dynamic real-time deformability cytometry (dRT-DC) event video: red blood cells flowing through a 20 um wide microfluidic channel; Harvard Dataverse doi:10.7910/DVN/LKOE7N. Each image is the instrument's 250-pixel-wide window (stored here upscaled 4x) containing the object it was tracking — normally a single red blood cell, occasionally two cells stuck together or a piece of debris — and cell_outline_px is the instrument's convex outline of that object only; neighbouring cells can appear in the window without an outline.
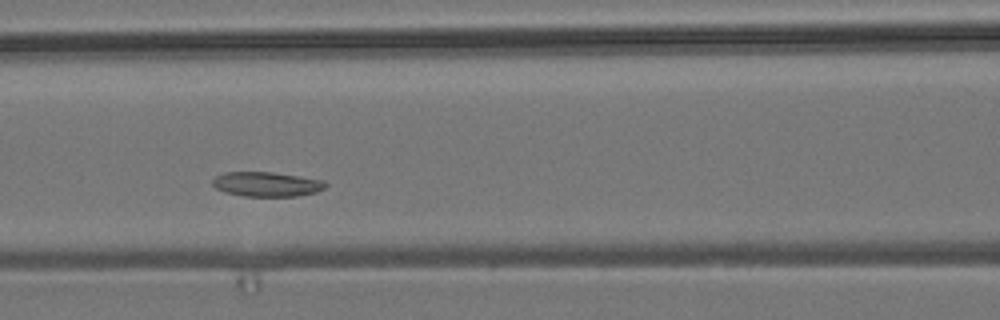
{"species": "common noctule bat (a hibernating species)", "species_latin": "Nyctalus noctula", "temperature_condition": "room temperature", "stored_images_in_passage": 8, "camera_frame_rate_fps": 3000, "um_per_image_px": 0.085, "animal": {"sex": "male", "body_mass_g": 19.2, "forearm_length_mm": 51.8}, "frame": {"image": 1, "passage_image": 5, "time_ms": 4.333, "image_size_px": [1000, 320], "cell_outline_px": [[328, 184], [324, 188], [316, 192], [296, 196], [244, 196], [224, 192], [216, 188], [212, 184], [212, 180], [216, 176], [224, 172], [272, 172], [324, 180]], "centroid_in_image_um": [22.66, 15.65], "position_along_channel_um": 143.9, "area_um2": 16.18}}
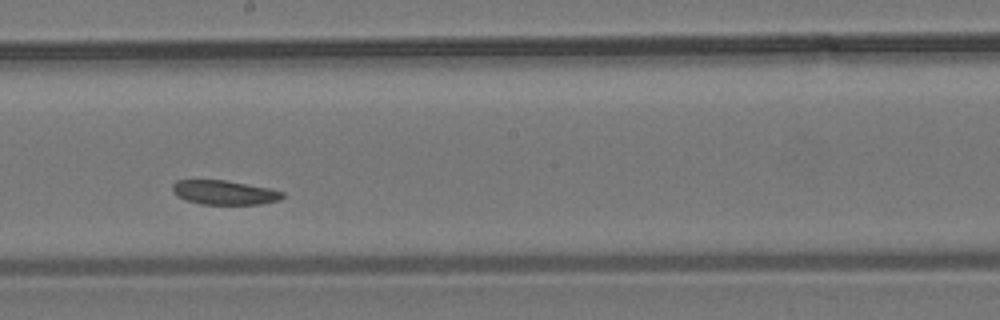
{"frame": {"image": 2, "passage_image": 7, "time_ms": 6.667, "image_size_px": [1000, 320], "cell_outline_px": [[284, 196], [280, 200], [260, 204], [200, 204], [188, 200], [172, 192], [172, 184], [176, 180], [224, 180], [268, 188], [284, 192]], "centroid_in_image_um": [19.07, 16.36], "position_along_channel_um": 229.1, "area_um2": 15.37}}
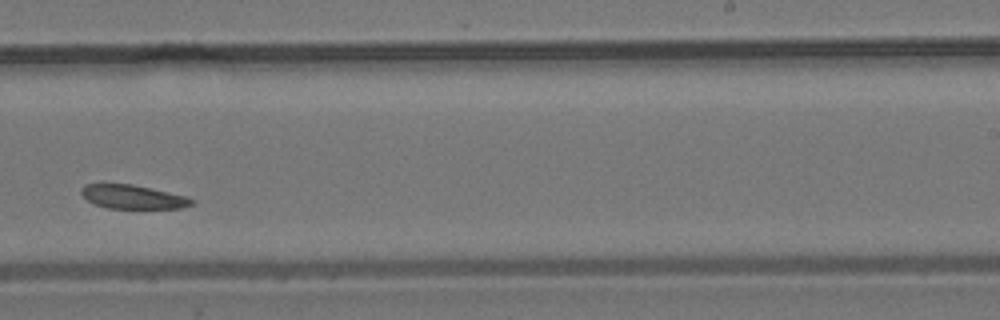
{"frame": {"image": 3, "passage_image": 8, "time_ms": 8.0, "image_size_px": [1000, 320], "cell_outline_px": [[192, 204], [184, 208], [108, 208], [96, 204], [88, 200], [80, 192], [80, 188], [84, 184], [132, 184], [188, 196], [192, 200]], "centroid_in_image_um": [11.29, 16.73], "position_along_channel_um": 277.7, "area_um2": 15.2}}